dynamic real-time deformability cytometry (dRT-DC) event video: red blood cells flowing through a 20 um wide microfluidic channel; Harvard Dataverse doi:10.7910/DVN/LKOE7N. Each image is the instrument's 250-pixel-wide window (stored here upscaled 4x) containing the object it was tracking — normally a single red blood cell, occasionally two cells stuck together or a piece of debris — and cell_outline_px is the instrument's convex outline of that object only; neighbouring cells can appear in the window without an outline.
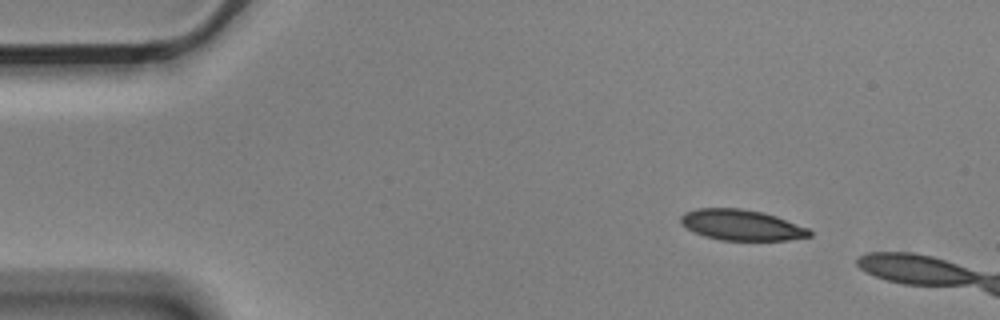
{"species": "Egyptian fruit bat (a non-hibernating species)", "species_latin": "Rousettus aegyptiacus", "temperature_condition": "cold", "stored_images_in_passage": 3, "camera_frame_rate_fps": 3000, "um_per_image_px": 0.085, "animal": {"sex": "male"}, "frame": {"image": 1, "passage_image": 1, "time_ms": 0.0, "image_size_px": [1000, 320], "cell_outline_px": [[812, 236], [788, 240], [720, 240], [704, 236], [692, 232], [680, 224], [680, 216], [684, 212], [696, 208], [740, 208], [764, 212], [776, 216], [808, 228], [812, 232]], "centroid_in_image_um": [62.99, 19.12], "position_along_channel_um": 22.0, "area_um2": 23.29}}